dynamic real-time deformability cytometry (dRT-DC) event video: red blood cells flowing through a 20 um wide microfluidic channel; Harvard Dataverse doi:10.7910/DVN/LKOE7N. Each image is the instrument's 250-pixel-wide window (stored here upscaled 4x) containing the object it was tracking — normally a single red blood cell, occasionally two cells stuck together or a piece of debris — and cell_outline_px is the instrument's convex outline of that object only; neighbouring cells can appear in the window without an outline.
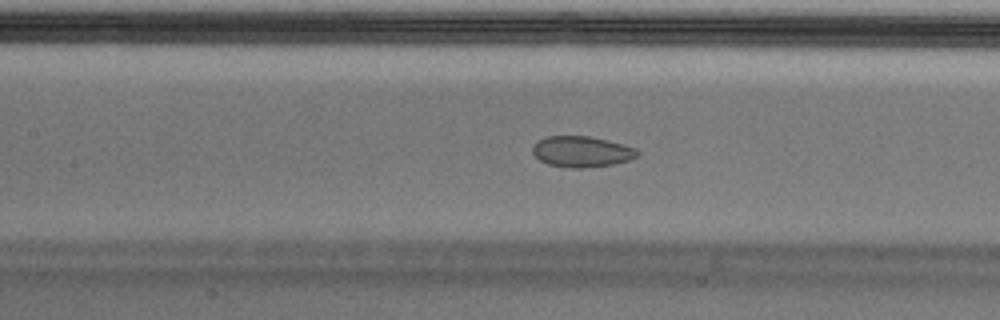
{"species": "Egyptian fruit bat (a non-hibernating species)", "species_latin": "Rousettus aegyptiacus", "temperature_condition": "cold", "stored_images_in_passage": 54, "segment_of_instrument_passage": [1, 2], "camera_frame_rate_fps": 3000, "um_per_image_px": 0.085, "animal": {"sex": "male"}, "frame": {"image": 1, "passage_image": 24, "time_ms": 7.667, "image_size_px": [1000, 320], "cell_outline_px": [[640, 152], [636, 156], [628, 160], [612, 164], [580, 168], [572, 168], [548, 164], [540, 160], [532, 152], [532, 148], [536, 140], [548, 136], [588, 136], [608, 140], [636, 148]], "centroid_in_image_um": [49.42, 12.87], "position_along_channel_um": 158.0, "area_um2": 18.73}}
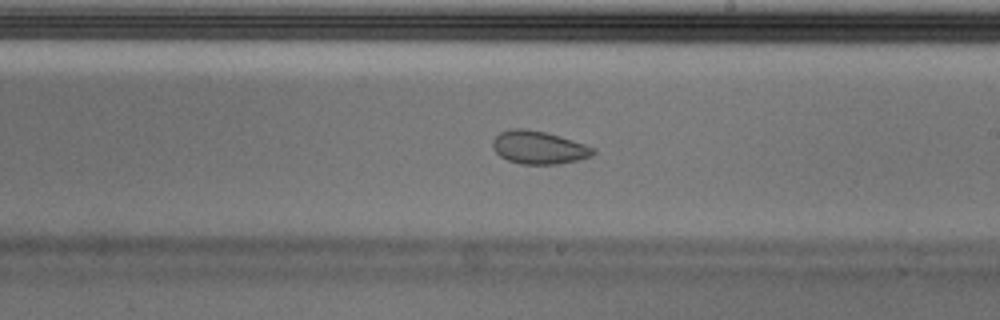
{"frame": {"image": 2, "passage_image": 31, "time_ms": 10.0, "image_size_px": [1000, 320], "cell_outline_px": [[596, 152], [592, 156], [576, 160], [556, 164], [520, 164], [508, 160], [500, 156], [492, 148], [492, 140], [500, 132], [512, 128], [524, 128], [544, 132], [560, 136], [596, 148]], "centroid_in_image_um": [45.78, 12.53], "position_along_channel_um": 243.2, "area_um2": 19.31}}